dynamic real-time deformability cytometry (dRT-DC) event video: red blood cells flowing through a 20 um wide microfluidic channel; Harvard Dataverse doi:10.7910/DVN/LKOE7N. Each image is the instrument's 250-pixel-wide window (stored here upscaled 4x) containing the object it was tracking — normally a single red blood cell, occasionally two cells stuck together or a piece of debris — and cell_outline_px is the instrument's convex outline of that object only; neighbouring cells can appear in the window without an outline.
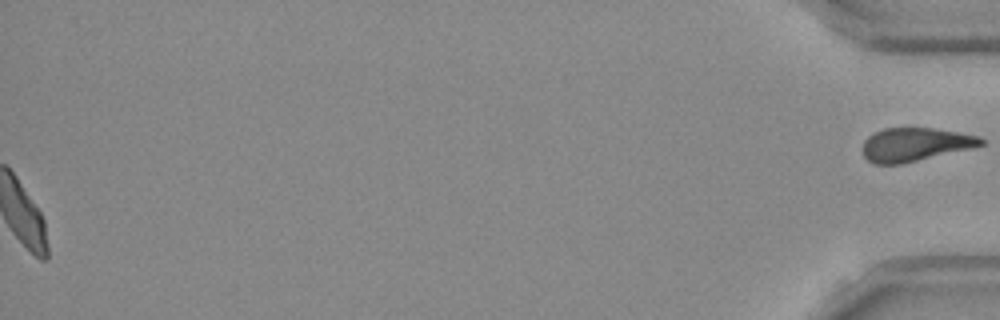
{"species": "Egyptian fruit bat (a non-hibernating species)", "species_latin": "Rousettus aegyptiacus", "temperature_condition": "room temperature", "stored_images_in_passage": 54, "segment_of_instrument_passage": [2, 2], "camera_frame_rate_fps": 3000, "um_per_image_px": 0.085, "frame": {"image": 1, "passage_image": 54, "time_ms": 17.667, "image_size_px": [1000, 320], "cell_outline_px": [[984, 144], [972, 148], [900, 164], [872, 164], [864, 156], [860, 148], [864, 140], [872, 132], [884, 128], [932, 128], [980, 136], [984, 140]], "centroid_in_image_um": [77.72, 12.28], "position_along_channel_um": 357.5, "area_um2": 23.18}}